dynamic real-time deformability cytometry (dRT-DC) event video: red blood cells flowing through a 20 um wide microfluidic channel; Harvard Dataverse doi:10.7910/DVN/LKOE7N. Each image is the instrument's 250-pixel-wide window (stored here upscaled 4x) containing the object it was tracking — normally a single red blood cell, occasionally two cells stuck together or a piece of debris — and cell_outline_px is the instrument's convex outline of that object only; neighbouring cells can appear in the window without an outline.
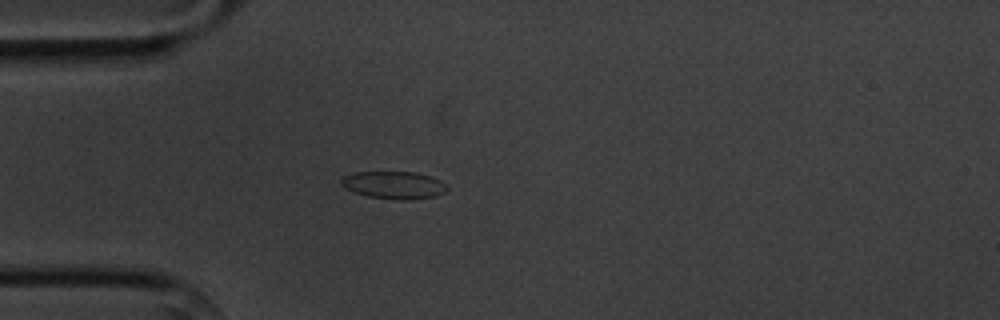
{"species": "common noctule bat (a hibernating species)", "species_latin": "Nyctalus noctula", "temperature_condition": "cold", "stored_images_in_passage": 1, "camera_frame_rate_fps": 3000, "um_per_image_px": 0.085, "animal": {"sex": "male", "body_mass_g": 20.1, "forearm_length_mm": 53.5}, "frame": {"image": 1, "passage_image": 1, "time_ms": 0.0, "image_size_px": [1000, 320], "cell_outline_px": [[448, 188], [444, 192], [436, 196], [408, 200], [400, 200], [368, 196], [356, 192], [340, 184], [340, 180], [344, 176], [356, 172], [416, 172], [432, 176], [440, 180]], "centroid_in_image_um": [33.51, 15.72], "position_along_channel_um": 51.5, "area_um2": 16.82}}